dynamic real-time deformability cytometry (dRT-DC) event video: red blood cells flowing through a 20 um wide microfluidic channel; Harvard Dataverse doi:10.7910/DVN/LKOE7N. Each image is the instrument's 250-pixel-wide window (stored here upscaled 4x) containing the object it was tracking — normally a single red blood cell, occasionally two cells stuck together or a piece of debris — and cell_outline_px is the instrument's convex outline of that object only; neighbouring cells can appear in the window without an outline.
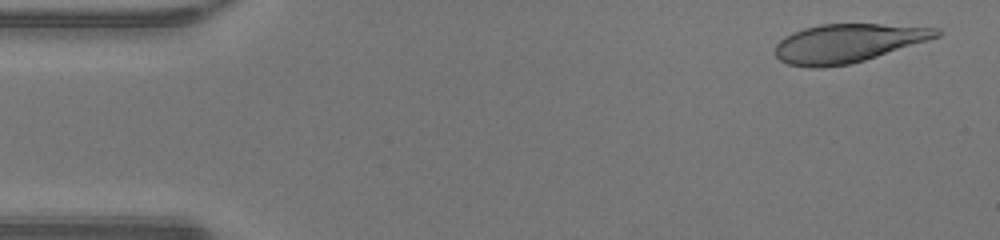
{"species": "human", "species_latin": "Homo sapiens", "temperature_condition": "warm", "stored_images_in_passage": 47, "camera_frame_rate_fps": 3000, "um_per_image_px": 0.085, "donor": {"sex": "male"}, "frame": {"image": 1, "passage_image": 2, "time_ms": 0.333, "image_size_px": [1000, 240], "cell_outline_px": [[940, 36], [928, 40], [852, 64], [820, 68], [812, 68], [788, 64], [780, 60], [776, 56], [776, 44], [784, 36], [792, 32], [804, 28], [820, 24], [880, 24], [940, 28]], "centroid_in_image_um": [72.03, 3.67], "position_along_channel_um": 13.0, "area_um2": 36.18}}
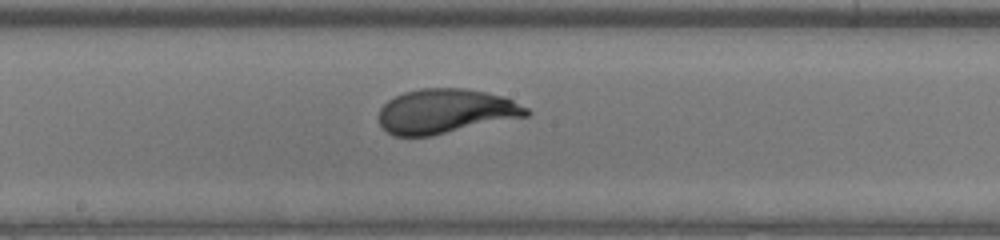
{"frame": {"image": 2, "passage_image": 24, "time_ms": 7.667, "image_size_px": [1000, 240], "cell_outline_px": [[532, 112], [528, 116], [432, 136], [392, 136], [380, 124], [380, 108], [388, 100], [404, 92], [420, 88], [464, 88], [488, 92], [504, 96], [528, 108]], "centroid_in_image_um": [37.91, 9.45], "position_along_channel_um": 210.3, "area_um2": 38.44}}
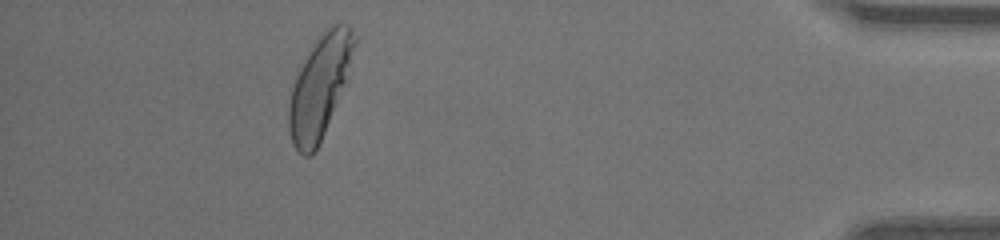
{"frame": {"image": 3, "passage_image": 42, "time_ms": 13.667, "image_size_px": [1000, 240], "cell_outline_px": [[356, 44], [348, 80], [320, 144], [312, 156], [304, 156], [292, 144], [288, 128], [288, 108], [292, 84], [304, 60], [316, 40], [332, 24], [348, 24], [352, 28], [356, 36]], "centroid_in_image_um": [27.2, 7.4], "position_along_channel_um": 408.0, "area_um2": 39.36}, "authors_computed_cell_mechanics": {"area_um2": 38.3214, "velocity_mm_per_s": 4.3179, "shape_relaxation_time_tau1_ms": 3.1636, "shape_relaxation_time_tau2_ms": null, "deformation_change_tau1": 0.2039, "deformation_change_tau2": null}}